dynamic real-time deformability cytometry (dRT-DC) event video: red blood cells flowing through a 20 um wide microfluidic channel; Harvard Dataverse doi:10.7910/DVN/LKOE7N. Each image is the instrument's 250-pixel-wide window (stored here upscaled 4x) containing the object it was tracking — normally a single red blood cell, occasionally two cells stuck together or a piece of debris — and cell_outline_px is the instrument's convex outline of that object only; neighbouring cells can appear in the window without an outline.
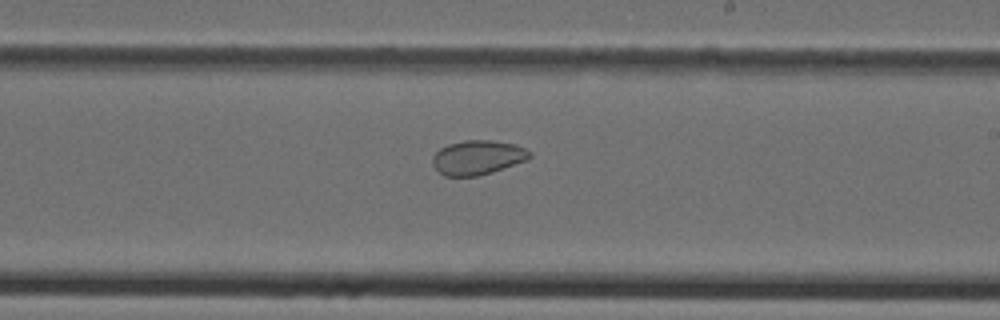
{"species": "Egyptian fruit bat (a non-hibernating species)", "species_latin": "Rousettus aegyptiacus", "temperature_condition": "cold", "stored_images_in_passage": 30, "camera_frame_rate_fps": 3000, "um_per_image_px": 0.085, "animal": {"sex": "female"}, "frame": {"image": 1, "passage_image": 21, "time_ms": 6.667, "image_size_px": [1000, 320], "cell_outline_px": [[532, 156], [528, 160], [492, 172], [476, 176], [444, 176], [432, 164], [432, 156], [440, 148], [448, 144], [464, 140], [492, 140], [516, 144], [532, 152]], "centroid_in_image_um": [40.62, 13.38], "position_along_channel_um": 248.4, "area_um2": 19.59}}
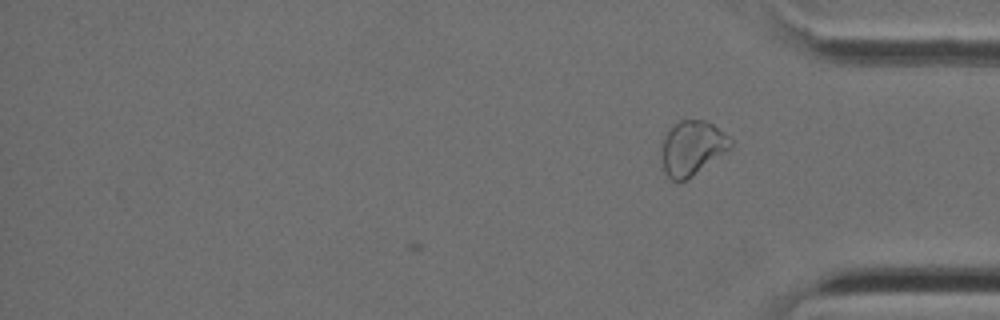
{"frame": {"image": 2, "passage_image": 30, "time_ms": 9.667, "image_size_px": [1000, 320], "cell_outline_px": [[732, 148], [692, 176], [684, 180], [672, 180], [664, 172], [660, 156], [660, 148], [668, 128], [680, 120], [704, 120], [712, 124], [728, 136], [732, 140]], "centroid_in_image_um": [58.8, 12.57], "position_along_channel_um": 376.4, "area_um2": 22.02}}